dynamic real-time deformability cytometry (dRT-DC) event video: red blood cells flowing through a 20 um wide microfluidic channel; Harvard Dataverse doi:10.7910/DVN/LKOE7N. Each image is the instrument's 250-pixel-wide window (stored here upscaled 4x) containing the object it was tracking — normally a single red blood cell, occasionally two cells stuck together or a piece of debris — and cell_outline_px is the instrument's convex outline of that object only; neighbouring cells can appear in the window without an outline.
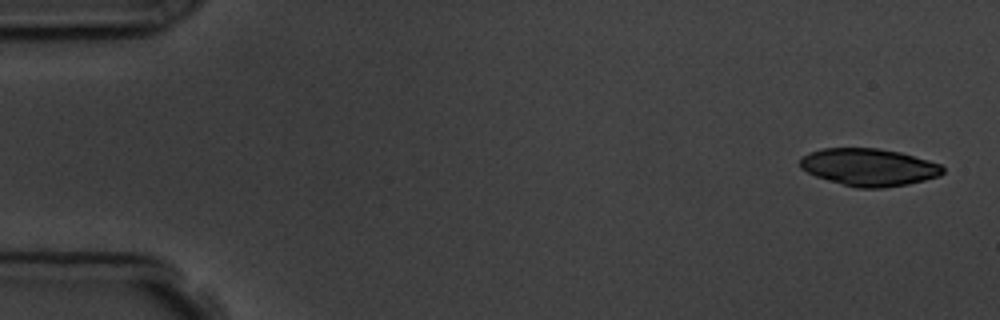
{"species": "common noctule bat (a hibernating species)", "species_latin": "Nyctalus noctula", "temperature_condition": "room temperature", "stored_images_in_passage": 10, "camera_frame_rate_fps": 3000, "um_per_image_px": 0.085, "animal": {"sex": "male", "body_mass_g": 19.5, "forearm_length_mm": 54.6}, "frame": {"image": 1, "passage_image": 1, "time_ms": 0.0, "image_size_px": [1000, 320], "cell_outline_px": [[944, 172], [940, 176], [908, 184], [884, 188], [856, 188], [828, 180], [816, 176], [800, 168], [800, 160], [804, 156], [812, 152], [824, 148], [876, 148], [900, 152], [928, 160], [940, 164], [944, 168]], "centroid_in_image_um": [73.88, 14.22], "position_along_channel_um": 11.1, "area_um2": 30.98}}